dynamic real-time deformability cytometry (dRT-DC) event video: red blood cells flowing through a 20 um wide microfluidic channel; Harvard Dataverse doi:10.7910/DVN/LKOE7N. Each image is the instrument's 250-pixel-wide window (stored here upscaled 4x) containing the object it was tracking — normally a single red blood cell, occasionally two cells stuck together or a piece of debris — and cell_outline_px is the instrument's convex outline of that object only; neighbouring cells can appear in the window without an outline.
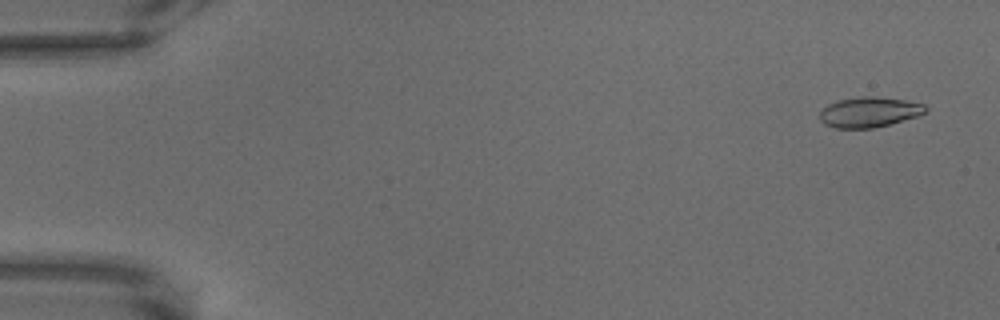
{"species": "common noctule bat (a hibernating species)", "species_latin": "Nyctalus noctula", "temperature_condition": "warm", "stored_images_in_passage": 69, "camera_frame_rate_fps": 3000, "um_per_image_px": 0.085, "animal": {"sex": "male", "body_mass_g": 18.8}, "frame": {"image": 1, "passage_image": 4, "time_ms": 1.0, "image_size_px": [1000, 320], "cell_outline_px": [[928, 108], [920, 116], [872, 128], [836, 128], [824, 124], [820, 120], [820, 112], [828, 104], [836, 100], [860, 96], [872, 96], [904, 100], [924, 104]], "centroid_in_image_um": [73.87, 9.52], "position_along_channel_um": 11.1, "area_um2": 18.61}}
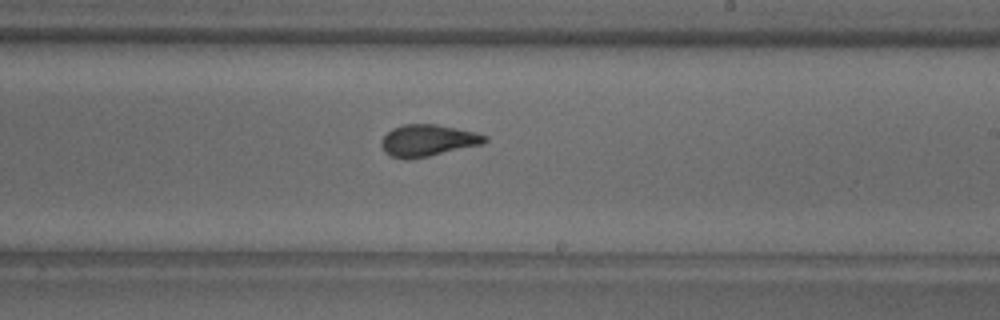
{"frame": {"image": 2, "passage_image": 42, "time_ms": 13.667, "image_size_px": [1000, 320], "cell_outline_px": [[488, 140], [484, 144], [412, 160], [404, 160], [392, 156], [384, 152], [380, 144], [384, 136], [392, 128], [404, 124], [436, 124], [476, 132], [488, 136]], "centroid_in_image_um": [36.38, 11.95], "position_along_channel_um": 252.6, "area_um2": 19.42}}
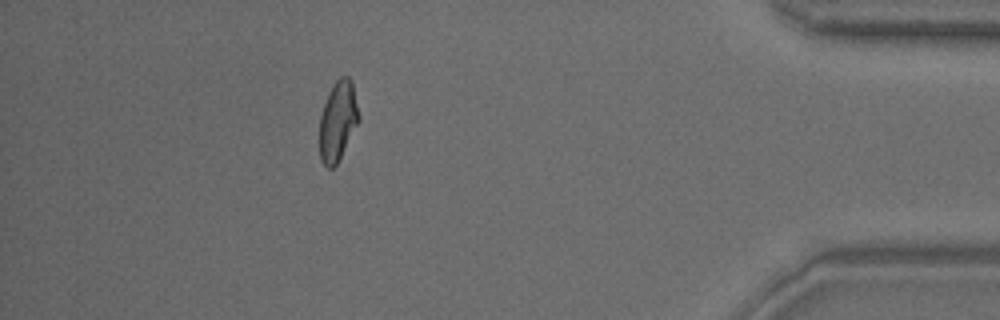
{"frame": {"image": 3, "passage_image": 62, "time_ms": 20.333, "image_size_px": [1000, 320], "cell_outline_px": [[360, 120], [336, 164], [332, 168], [328, 168], [320, 160], [320, 116], [328, 92], [332, 84], [340, 76], [348, 76], [352, 80], [360, 116]], "centroid_in_image_um": [28.72, 10.23], "position_along_channel_um": 406.5, "area_um2": 18.26}}